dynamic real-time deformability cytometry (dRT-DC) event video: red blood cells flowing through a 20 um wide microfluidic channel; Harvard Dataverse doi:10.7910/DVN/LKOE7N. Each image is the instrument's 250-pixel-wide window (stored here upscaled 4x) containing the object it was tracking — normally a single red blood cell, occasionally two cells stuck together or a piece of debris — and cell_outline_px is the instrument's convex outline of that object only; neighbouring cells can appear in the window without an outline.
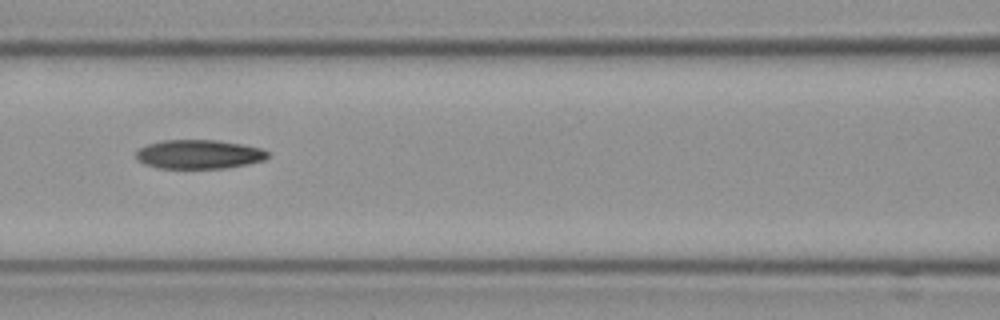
{"species": "Egyptian fruit bat (a non-hibernating species)", "species_latin": "Rousettus aegyptiacus", "temperature_condition": "cold", "stored_images_in_passage": 9, "camera_frame_rate_fps": 3000, "um_per_image_px": 0.085, "frame": {"image": 1, "passage_image": 6, "time_ms": 1.667, "image_size_px": [1000, 320], "cell_outline_px": [[268, 156], [264, 160], [224, 168], [160, 168], [144, 164], [136, 160], [136, 152], [140, 148], [148, 144], [164, 140], [216, 140], [240, 144], [260, 148], [268, 152]], "centroid_in_image_um": [16.86, 13.11], "position_along_channel_um": 149.7, "area_um2": 22.02}}
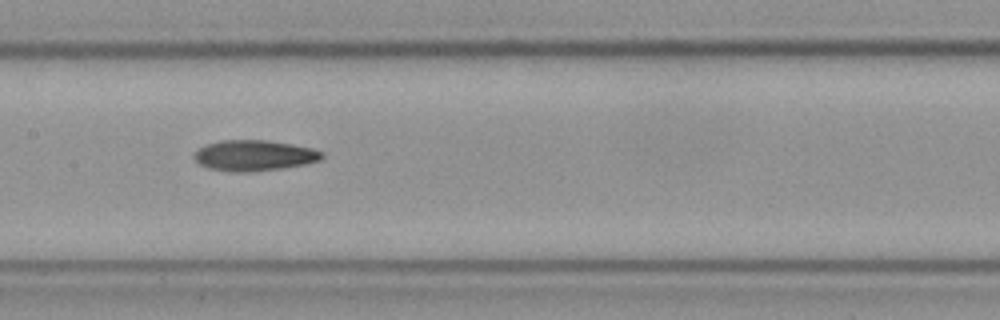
{"frame": {"image": 2, "passage_image": 7, "time_ms": 2.0, "image_size_px": [1000, 320], "cell_outline_px": [[324, 156], [320, 160], [304, 164], [280, 168], [248, 172], [232, 172], [208, 168], [200, 164], [192, 156], [204, 144], [220, 140], [268, 140], [292, 144], [312, 148], [324, 152]], "centroid_in_image_um": [21.59, 13.21], "position_along_channel_um": 185.8, "area_um2": 22.89}}
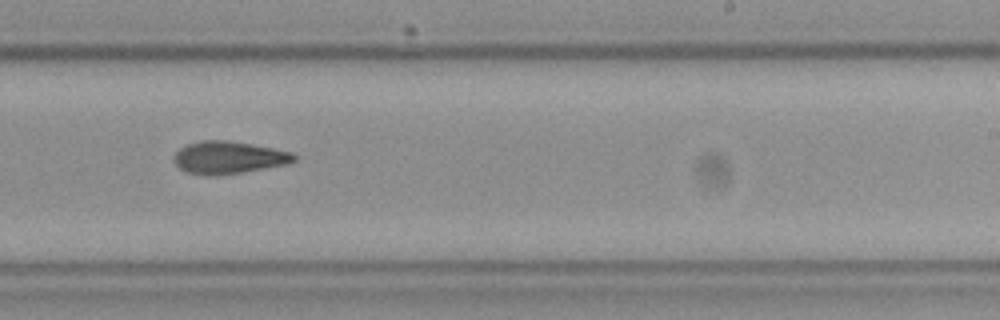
{"frame": {"image": 3, "passage_image": 9, "time_ms": 2.667, "image_size_px": [1000, 320], "cell_outline_px": [[296, 160], [288, 164], [240, 172], [212, 176], [208, 176], [188, 172], [180, 168], [176, 164], [172, 156], [180, 148], [188, 144], [200, 140], [228, 140], [252, 144], [292, 152], [296, 156]], "centroid_in_image_um": [19.42, 13.38], "position_along_channel_um": 269.6, "area_um2": 22.6}}